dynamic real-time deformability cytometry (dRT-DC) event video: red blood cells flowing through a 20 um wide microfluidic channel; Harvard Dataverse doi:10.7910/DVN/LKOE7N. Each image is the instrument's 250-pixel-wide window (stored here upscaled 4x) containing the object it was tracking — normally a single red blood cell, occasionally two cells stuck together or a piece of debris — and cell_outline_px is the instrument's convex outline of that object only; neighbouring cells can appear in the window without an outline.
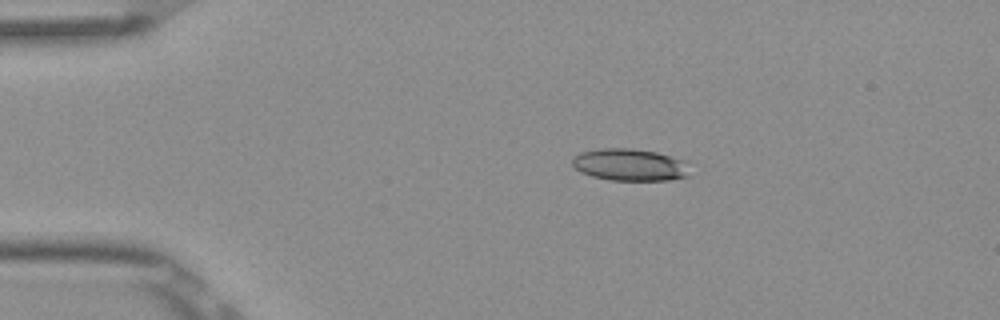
{"species": "Egyptian fruit bat (a non-hibernating species)", "species_latin": "Rousettus aegyptiacus", "temperature_condition": "room temperature", "stored_images_in_passage": 5, "camera_frame_rate_fps": 3000, "um_per_image_px": 0.085, "frame": {"image": 1, "passage_image": 2, "time_ms": 0.333, "image_size_px": [1000, 320], "cell_outline_px": [[688, 176], [668, 180], [612, 180], [592, 176], [580, 172], [572, 164], [572, 156], [580, 152], [600, 148], [632, 148], [656, 152], [684, 160]], "centroid_in_image_um": [53.47, 13.99], "position_along_channel_um": 31.5, "area_um2": 21.85}}
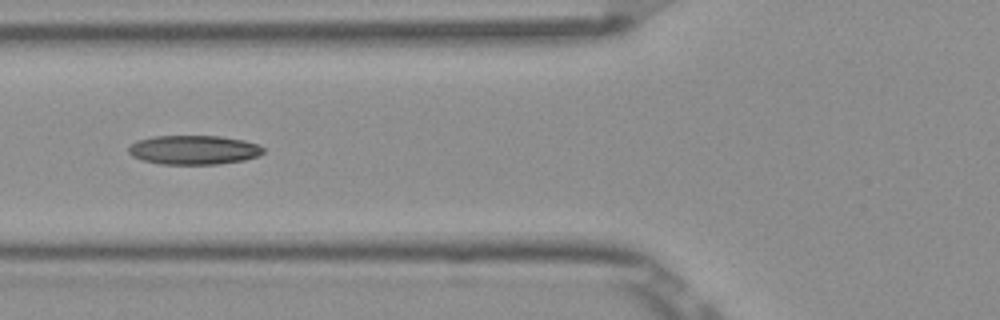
{"frame": {"image": 2, "passage_image": 5, "time_ms": 1.333, "image_size_px": [1000, 320], "cell_outline_px": [[264, 152], [256, 156], [244, 160], [216, 164], [160, 164], [144, 160], [132, 156], [128, 152], [128, 148], [136, 140], [152, 136], [220, 136], [244, 140], [260, 144], [264, 148]], "centroid_in_image_um": [16.47, 12.73], "position_along_channel_um": 109.3, "area_um2": 22.95}}